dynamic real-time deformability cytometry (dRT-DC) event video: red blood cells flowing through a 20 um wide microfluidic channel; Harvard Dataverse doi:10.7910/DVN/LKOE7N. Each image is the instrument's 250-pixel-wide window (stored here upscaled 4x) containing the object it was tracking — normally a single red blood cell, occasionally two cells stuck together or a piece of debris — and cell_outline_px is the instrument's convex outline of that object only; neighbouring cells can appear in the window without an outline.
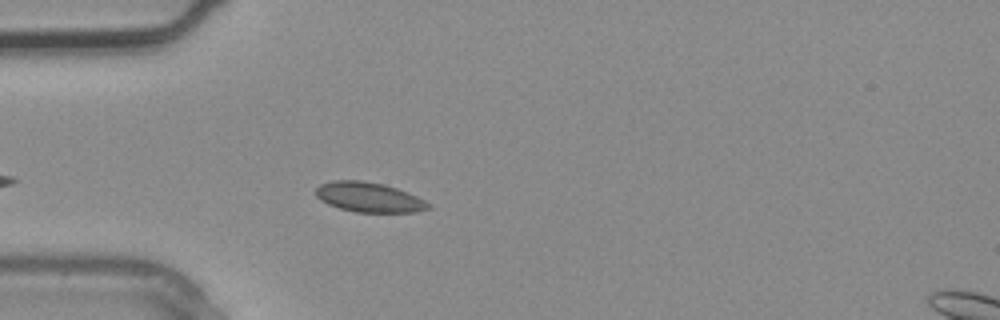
{"species": "common noctule bat (a hibernating species)", "species_latin": "Nyctalus noctula", "temperature_condition": "warm", "stored_images_in_passage": 5, "camera_frame_rate_fps": 3000, "um_per_image_px": 0.085, "animal": {"sex": "male", "body_mass_g": 20.4}, "frame": {"image": 1, "passage_image": 4, "time_ms": 1.0, "image_size_px": [1000, 320], "cell_outline_px": [[432, 208], [416, 212], [356, 212], [340, 208], [328, 204], [320, 200], [316, 196], [316, 188], [320, 184], [332, 180], [360, 180], [384, 184], [408, 192], [424, 200]], "centroid_in_image_um": [31.34, 16.76], "position_along_channel_um": 53.7, "area_um2": 19.54}}